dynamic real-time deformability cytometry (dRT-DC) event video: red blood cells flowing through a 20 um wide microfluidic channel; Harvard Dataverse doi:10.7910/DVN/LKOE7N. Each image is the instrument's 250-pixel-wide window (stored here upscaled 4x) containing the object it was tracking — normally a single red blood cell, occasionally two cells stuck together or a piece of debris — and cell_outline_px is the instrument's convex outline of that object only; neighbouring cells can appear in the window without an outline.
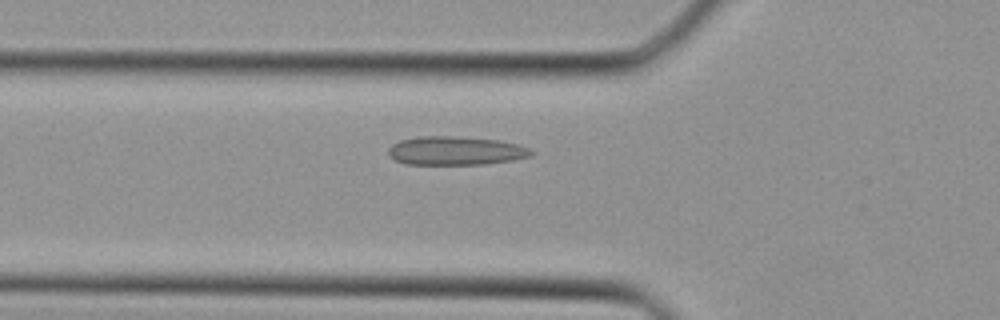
{"species": "Egyptian fruit bat (a non-hibernating species)", "species_latin": "Rousettus aegyptiacus", "temperature_condition": "cold", "stored_images_in_passage": 29, "camera_frame_rate_fps": 3000, "um_per_image_px": 0.085, "animal": {"sex": "female"}, "frame": {"image": 1, "passage_image": 6, "time_ms": 1.667, "image_size_px": [1000, 320], "cell_outline_px": [[532, 156], [512, 160], [484, 164], [408, 164], [396, 160], [388, 156], [388, 148], [392, 144], [400, 140], [420, 136], [456, 136], [500, 140], [516, 144], [528, 148], [532, 152]], "centroid_in_image_um": [38.7, 12.81], "position_along_channel_um": 87.1, "area_um2": 23.81}}
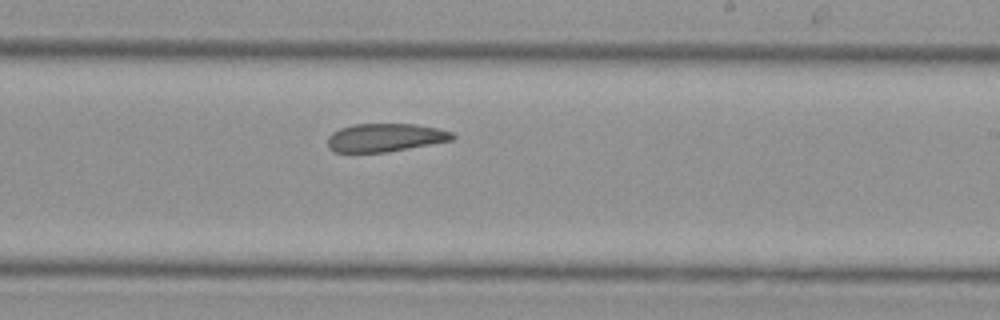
{"frame": {"image": 2, "passage_image": 16, "time_ms": 5.0, "image_size_px": [1000, 320], "cell_outline_px": [[456, 136], [452, 140], [388, 152], [332, 152], [328, 148], [328, 136], [332, 132], [340, 128], [352, 124], [416, 124], [436, 128], [452, 132]], "centroid_in_image_um": [32.71, 11.69], "position_along_channel_um": 256.3, "area_um2": 20.58}}
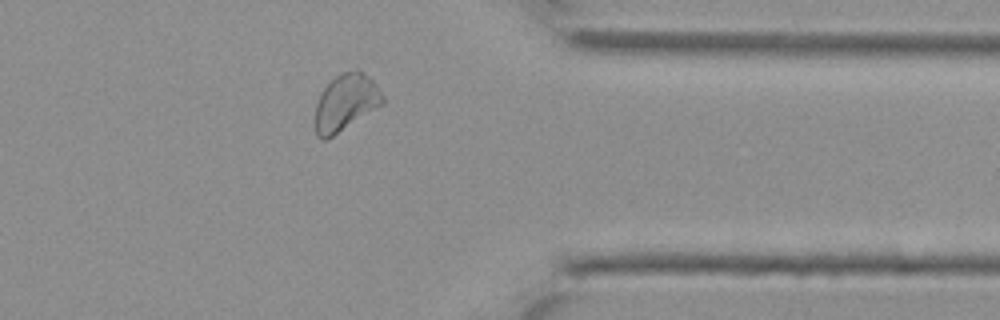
{"frame": {"image": 3, "passage_image": 24, "time_ms": 7.667, "image_size_px": [1000, 320], "cell_outline_px": [[384, 104], [328, 140], [320, 140], [316, 136], [316, 104], [320, 92], [336, 76], [344, 72], [356, 68], [364, 72], [376, 84], [384, 96]], "centroid_in_image_um": [29.4, 8.73], "position_along_channel_um": 382.0, "area_um2": 22.54}}